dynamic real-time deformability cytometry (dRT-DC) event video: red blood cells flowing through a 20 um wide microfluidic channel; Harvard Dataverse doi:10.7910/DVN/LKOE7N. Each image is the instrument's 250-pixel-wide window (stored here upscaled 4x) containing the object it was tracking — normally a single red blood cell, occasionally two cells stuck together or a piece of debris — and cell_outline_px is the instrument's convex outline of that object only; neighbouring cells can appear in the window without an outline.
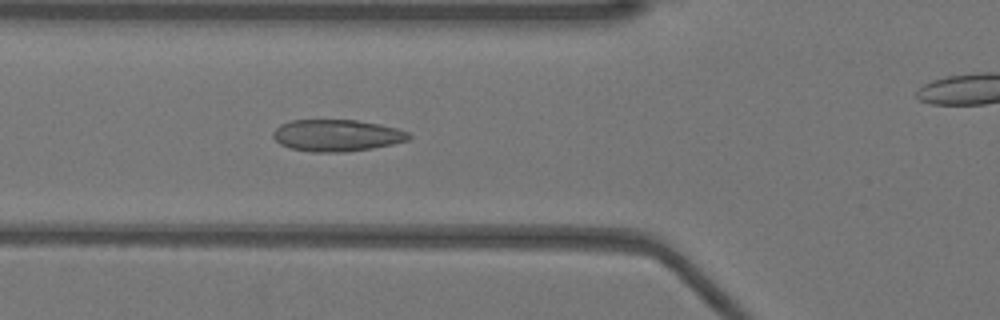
{"species": "Egyptian fruit bat (a non-hibernating species)", "species_latin": "Rousettus aegyptiacus", "temperature_condition": "warm", "stored_images_in_passage": 29, "camera_frame_rate_fps": 3000, "um_per_image_px": 0.085, "animal": {"sex": "female"}, "frame": {"image": 1, "passage_image": 5, "time_ms": 1.333, "image_size_px": [1000, 320], "cell_outline_px": [[412, 136], [408, 140], [392, 144], [372, 148], [344, 152], [312, 152], [292, 148], [280, 144], [272, 136], [272, 132], [280, 124], [292, 120], [356, 120], [380, 124], [396, 128], [408, 132]], "centroid_in_image_um": [28.62, 11.51], "position_along_channel_um": 97.2, "area_um2": 25.09}}
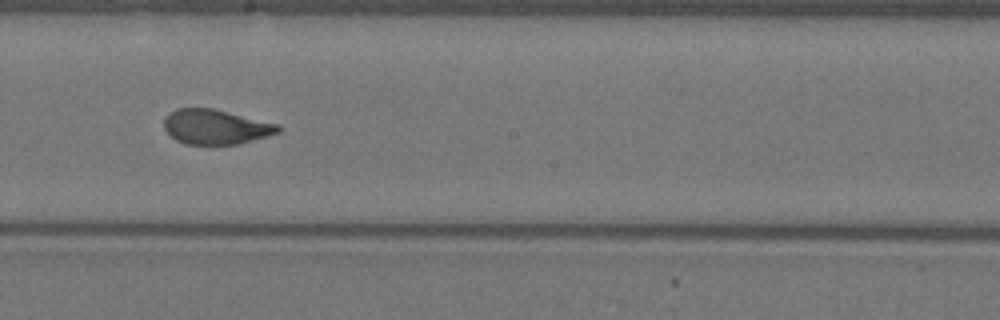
{"frame": {"image": 2, "passage_image": 15, "time_ms": 4.667, "image_size_px": [1000, 320], "cell_outline_px": [[280, 132], [236, 144], [184, 144], [176, 140], [164, 128], [164, 116], [168, 112], [176, 108], [212, 108], [280, 124]], "centroid_in_image_um": [18.3, 10.76], "position_along_channel_um": 229.9, "area_um2": 23.06}}
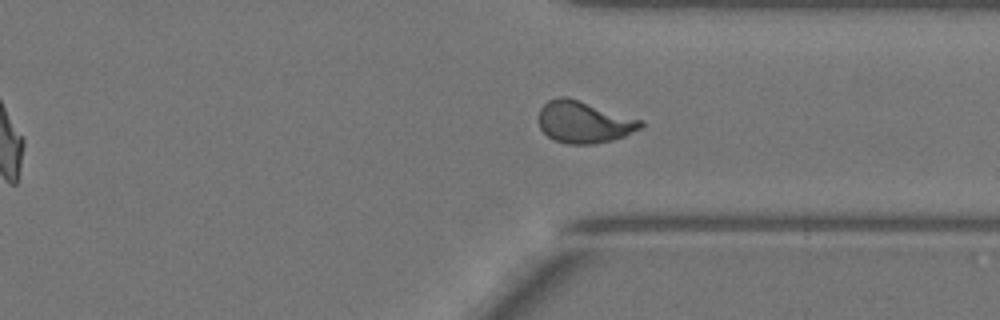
{"frame": {"image": 3, "passage_image": 25, "time_ms": 8.0, "image_size_px": [1000, 320], "cell_outline_px": [[644, 124], [640, 128], [624, 136], [612, 140], [592, 144], [568, 144], [556, 140], [548, 136], [540, 128], [540, 108], [548, 100], [560, 96], [564, 96], [644, 120]], "centroid_in_image_um": [49.65, 10.38], "position_along_channel_um": 361.7, "area_um2": 24.57}}